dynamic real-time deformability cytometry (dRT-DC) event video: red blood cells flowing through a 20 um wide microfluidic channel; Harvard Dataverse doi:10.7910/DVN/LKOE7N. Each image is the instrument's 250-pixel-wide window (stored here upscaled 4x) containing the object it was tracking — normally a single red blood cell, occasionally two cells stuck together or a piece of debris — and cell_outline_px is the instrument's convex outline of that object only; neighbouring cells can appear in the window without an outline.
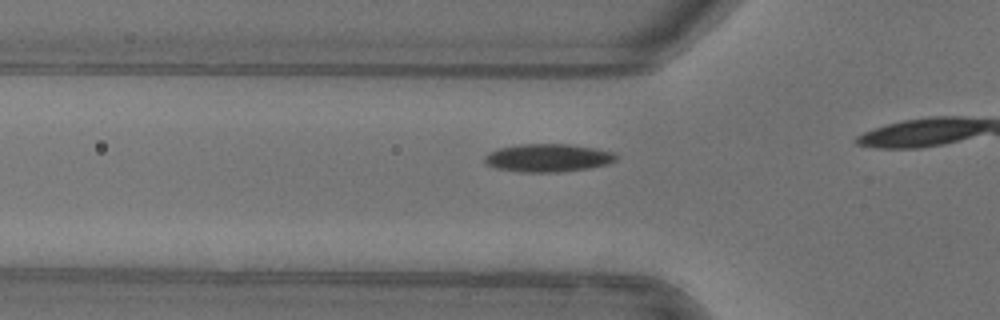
{"species": "common noctule bat (a hibernating species)", "species_latin": "Nyctalus noctula", "temperature_condition": "warm", "stored_images_in_passage": 8, "camera_frame_rate_fps": 3000, "um_per_image_px": 0.085, "animal": {"sex": "female"}, "frame": {"image": 1, "passage_image": 3, "time_ms": 0.667, "image_size_px": [1000, 320], "cell_outline_px": [[616, 160], [608, 164], [592, 168], [560, 172], [520, 172], [496, 168], [488, 164], [484, 160], [484, 156], [488, 152], [500, 148], [524, 144], [568, 144], [596, 148], [616, 152]], "centroid_in_image_um": [46.62, 13.42], "position_along_channel_um": 79.2, "area_um2": 21.56}}